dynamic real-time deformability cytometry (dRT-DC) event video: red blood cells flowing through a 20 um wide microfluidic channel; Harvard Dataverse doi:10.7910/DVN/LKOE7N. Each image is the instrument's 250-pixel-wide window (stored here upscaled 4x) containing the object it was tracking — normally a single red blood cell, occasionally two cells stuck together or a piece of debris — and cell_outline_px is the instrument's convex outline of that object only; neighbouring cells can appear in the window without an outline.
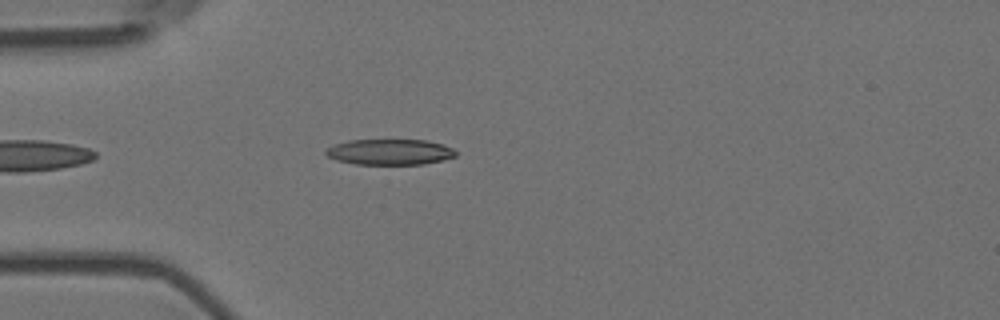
{"species": "Egyptian fruit bat (a non-hibernating species)", "species_latin": "Rousettus aegyptiacus", "temperature_condition": "room temperature", "stored_images_in_passage": 44, "camera_frame_rate_fps": 3000, "um_per_image_px": 0.085, "animal": {"sex": "female"}, "frame": {"image": 1, "passage_image": 5, "time_ms": 1.333, "image_size_px": [1000, 320], "cell_outline_px": [[456, 156], [444, 160], [424, 164], [356, 164], [336, 160], [328, 156], [324, 152], [332, 144], [348, 140], [424, 140], [444, 144], [452, 148], [456, 152]], "centroid_in_image_um": [33.13, 12.91], "position_along_channel_um": 51.9, "area_um2": 19.54}}
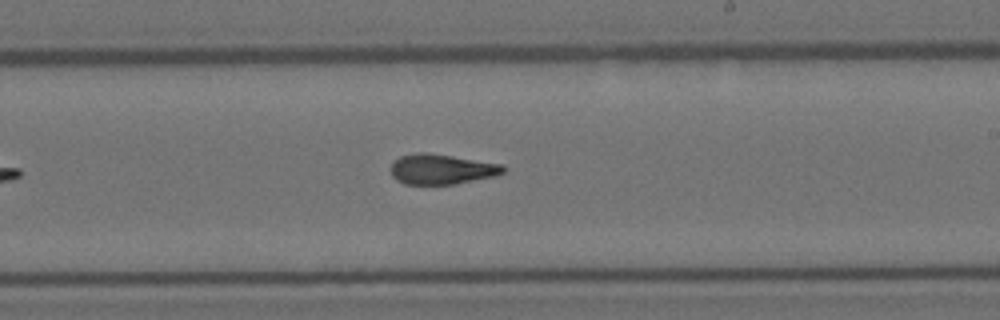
{"frame": {"image": 2, "passage_image": 22, "time_ms": 7.0, "image_size_px": [1000, 320], "cell_outline_px": [[504, 172], [492, 176], [456, 184], [404, 184], [396, 180], [392, 176], [392, 160], [400, 156], [416, 152], [428, 152], [504, 164]], "centroid_in_image_um": [37.5, 14.37], "position_along_channel_um": 251.5, "area_um2": 19.83}}
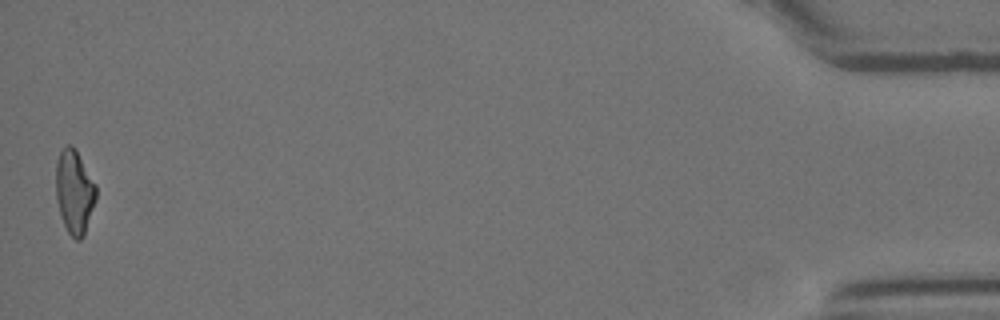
{"frame": {"image": 3, "passage_image": 44, "time_ms": 14.333, "image_size_px": [1000, 320], "cell_outline_px": [[96, 200], [84, 236], [80, 240], [76, 240], [68, 232], [60, 216], [56, 200], [56, 160], [60, 152], [68, 144], [72, 144], [76, 148], [96, 184]], "centroid_in_image_um": [6.33, 16.29], "position_along_channel_um": 428.9, "area_um2": 19.88}, "authors_computed_cell_mechanics": {"area_um2": 19.8543, "velocity_mm_per_s": 3.693, "shape_relaxation_time_tau1_ms": null, "shape_relaxation_time_tau2_ms": 2.3366, "deformation_change_tau1": null, "deformation_change_tau2": 0.1053}}